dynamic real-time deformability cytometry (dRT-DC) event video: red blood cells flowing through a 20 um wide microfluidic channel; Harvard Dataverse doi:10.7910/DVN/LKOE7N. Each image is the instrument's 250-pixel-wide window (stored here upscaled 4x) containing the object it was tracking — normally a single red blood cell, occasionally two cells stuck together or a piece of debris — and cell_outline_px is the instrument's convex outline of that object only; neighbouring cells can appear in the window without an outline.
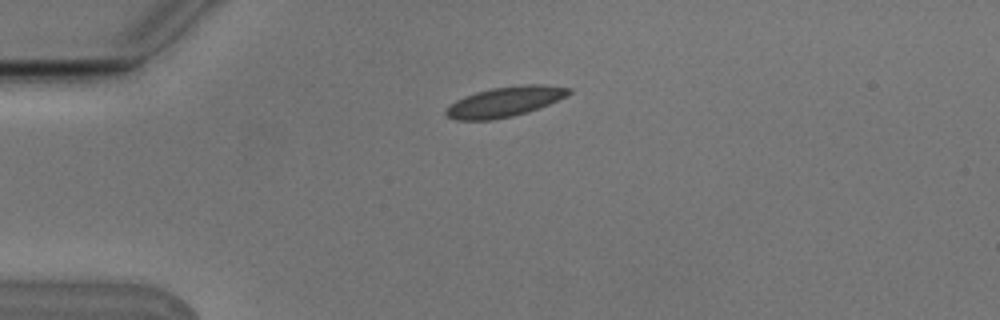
{"species": "Egyptian fruit bat (a non-hibernating species)", "species_latin": "Rousettus aegyptiacus", "temperature_condition": "cold", "stored_images_in_passage": 3, "camera_frame_rate_fps": 3000, "um_per_image_px": 0.085, "animal": {"sex": "male"}, "frame": {"image": 1, "passage_image": 1, "time_ms": 0.0, "image_size_px": [1000, 320], "cell_outline_px": [[572, 92], [548, 104], [528, 112], [512, 116], [492, 120], [456, 120], [448, 116], [444, 112], [456, 100], [464, 96], [476, 92], [492, 88], [524, 84], [544, 84], [572, 88]], "centroid_in_image_um": [42.92, 8.64], "position_along_channel_um": 42.1, "area_um2": 21.33}}